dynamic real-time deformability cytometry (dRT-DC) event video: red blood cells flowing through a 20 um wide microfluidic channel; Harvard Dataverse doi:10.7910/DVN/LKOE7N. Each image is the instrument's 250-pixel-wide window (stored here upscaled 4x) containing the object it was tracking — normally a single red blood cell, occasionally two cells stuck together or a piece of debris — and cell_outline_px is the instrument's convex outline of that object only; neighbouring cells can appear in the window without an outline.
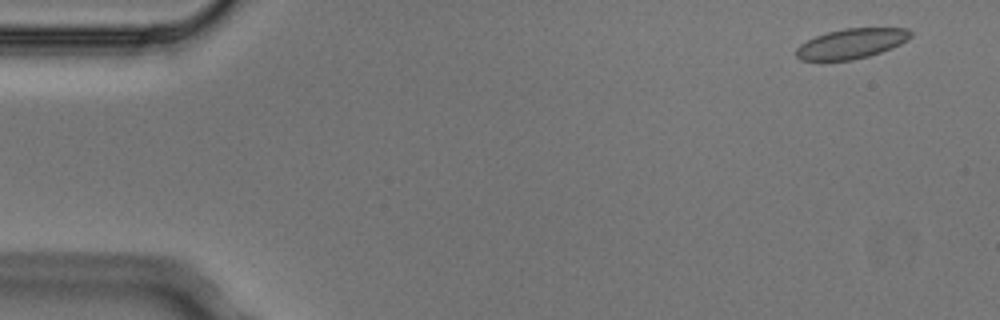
{"species": "Egyptian fruit bat (a non-hibernating species)", "species_latin": "Rousettus aegyptiacus", "temperature_condition": "cold", "stored_images_in_passage": 4, "camera_frame_rate_fps": 3000, "um_per_image_px": 0.085, "animal": {"sex": "male"}, "frame": {"image": 1, "passage_image": 1, "time_ms": 0.0, "image_size_px": [1000, 320], "cell_outline_px": [[912, 36], [908, 40], [892, 48], [868, 56], [852, 60], [800, 60], [796, 56], [796, 48], [800, 44], [816, 36], [828, 32], [844, 28], [908, 28], [912, 32]], "centroid_in_image_um": [72.39, 3.7], "position_along_channel_um": 12.6, "area_um2": 19.94}}
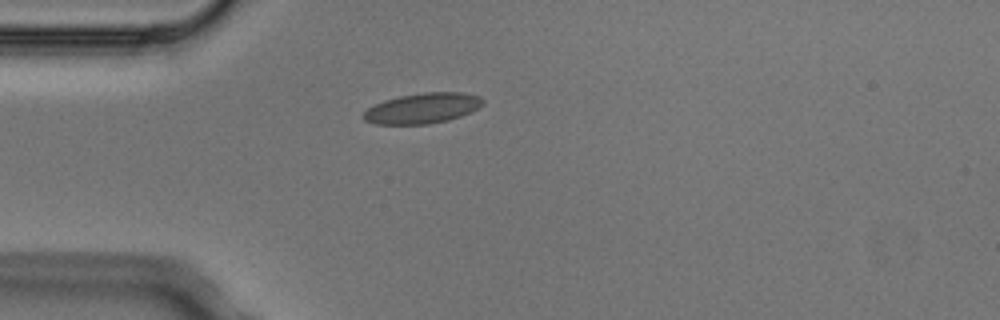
{"frame": {"image": 2, "passage_image": 4, "time_ms": 1.0, "image_size_px": [1000, 320], "cell_outline_px": [[484, 104], [472, 112], [448, 120], [428, 124], [376, 124], [364, 120], [360, 116], [368, 108], [384, 100], [400, 96], [424, 92], [464, 92], [480, 96], [484, 100]], "centroid_in_image_um": [35.94, 9.2], "position_along_channel_um": 49.1, "area_um2": 21.27}}